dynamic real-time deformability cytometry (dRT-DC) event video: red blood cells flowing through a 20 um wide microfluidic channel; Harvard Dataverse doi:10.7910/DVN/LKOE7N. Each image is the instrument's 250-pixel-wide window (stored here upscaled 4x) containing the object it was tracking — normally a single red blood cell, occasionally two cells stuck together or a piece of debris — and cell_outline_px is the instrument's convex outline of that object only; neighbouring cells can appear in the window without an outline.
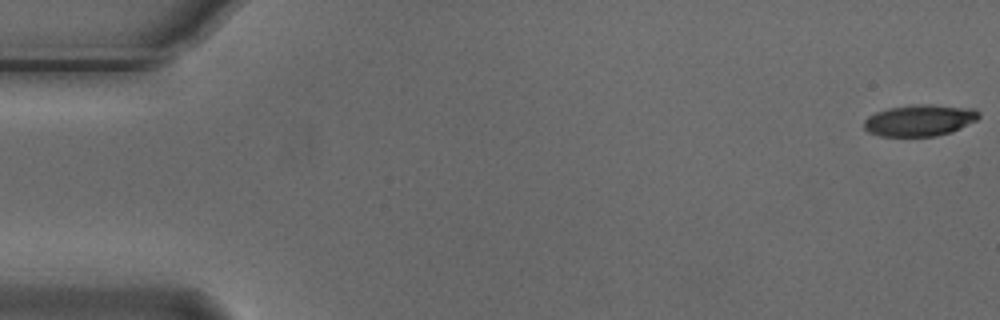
{"species": "Egyptian fruit bat (a non-hibernating species)", "species_latin": "Rousettus aegyptiacus", "temperature_condition": "cold", "stored_images_in_passage": 6, "camera_frame_rate_fps": 3000, "um_per_image_px": 0.085, "animal": {"sex": "male"}, "frame": {"image": 1, "passage_image": 1, "time_ms": 0.0, "image_size_px": [1000, 320], "cell_outline_px": [[980, 116], [976, 120], [952, 132], [936, 136], [880, 136], [868, 132], [864, 128], [864, 120], [868, 116], [876, 112], [888, 108], [912, 104], [932, 104], [972, 108], [980, 112]], "centroid_in_image_um": [78.16, 10.22], "position_along_channel_um": 6.8, "area_um2": 21.21}}